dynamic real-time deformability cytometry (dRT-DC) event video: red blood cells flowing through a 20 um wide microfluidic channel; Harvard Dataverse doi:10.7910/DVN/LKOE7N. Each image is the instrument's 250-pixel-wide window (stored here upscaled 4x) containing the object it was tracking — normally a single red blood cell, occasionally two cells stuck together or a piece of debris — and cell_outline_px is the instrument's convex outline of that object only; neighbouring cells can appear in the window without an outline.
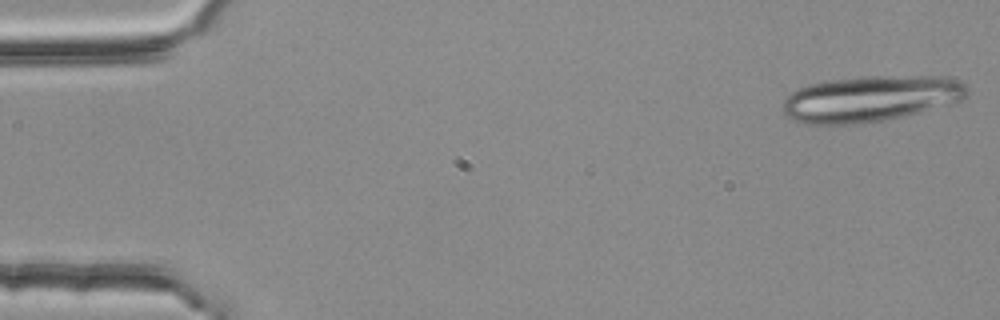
{"species": "common noctule bat (a hibernating species)", "species_latin": "Nyctalus noctula", "temperature_condition": "room temperature", "stored_images_in_passage": 5, "camera_frame_rate_fps": 3000, "um_per_image_px": 0.085, "animal": {"sex": "female", "body_mass_g": 25.1}, "frame": {"image": 1, "passage_image": 1, "time_ms": 0.0, "image_size_px": [1000, 320], "cell_outline_px": [[968, 92], [960, 100], [920, 112], [888, 120], [856, 124], [800, 124], [792, 120], [784, 112], [784, 100], [796, 88], [808, 84], [828, 80], [860, 76], [948, 76], [960, 80], [968, 88]], "centroid_in_image_um": [73.98, 8.38], "position_along_channel_um": 11.0, "area_um2": 49.71}}